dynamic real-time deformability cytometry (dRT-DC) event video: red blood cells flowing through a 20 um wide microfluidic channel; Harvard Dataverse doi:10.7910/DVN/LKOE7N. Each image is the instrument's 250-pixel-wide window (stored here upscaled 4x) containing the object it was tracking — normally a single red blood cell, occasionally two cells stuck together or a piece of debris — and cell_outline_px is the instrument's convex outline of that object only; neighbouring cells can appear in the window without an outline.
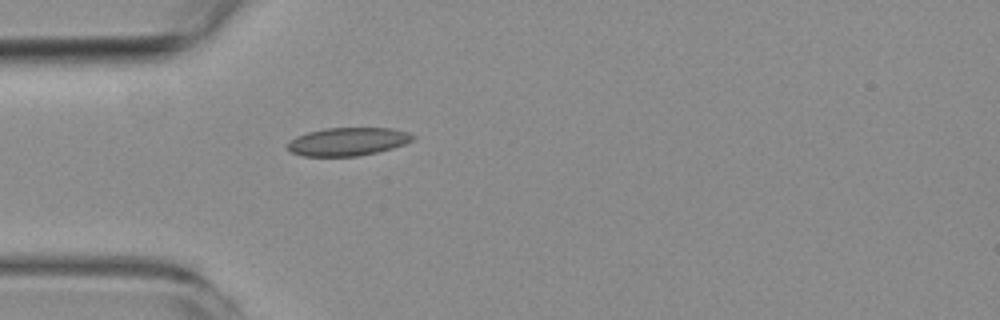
{"species": "common noctule bat (a hibernating species)", "species_latin": "Nyctalus noctula", "temperature_condition": "room temperature", "stored_images_in_passage": 1, "camera_frame_rate_fps": 3000, "um_per_image_px": 0.085, "animal": {"sex": "female", "body_mass_g": 19.3, "forearm_length_mm": 54.1}, "frame": {"image": 1, "passage_image": 1, "time_ms": 0.0, "image_size_px": [1000, 320], "cell_outline_px": [[416, 136], [412, 140], [404, 144], [392, 148], [376, 152], [356, 156], [304, 156], [292, 152], [288, 148], [288, 144], [296, 136], [308, 132], [324, 128], [392, 128], [408, 132]], "centroid_in_image_um": [29.58, 12.03], "position_along_channel_um": 55.4, "area_um2": 20.35}}